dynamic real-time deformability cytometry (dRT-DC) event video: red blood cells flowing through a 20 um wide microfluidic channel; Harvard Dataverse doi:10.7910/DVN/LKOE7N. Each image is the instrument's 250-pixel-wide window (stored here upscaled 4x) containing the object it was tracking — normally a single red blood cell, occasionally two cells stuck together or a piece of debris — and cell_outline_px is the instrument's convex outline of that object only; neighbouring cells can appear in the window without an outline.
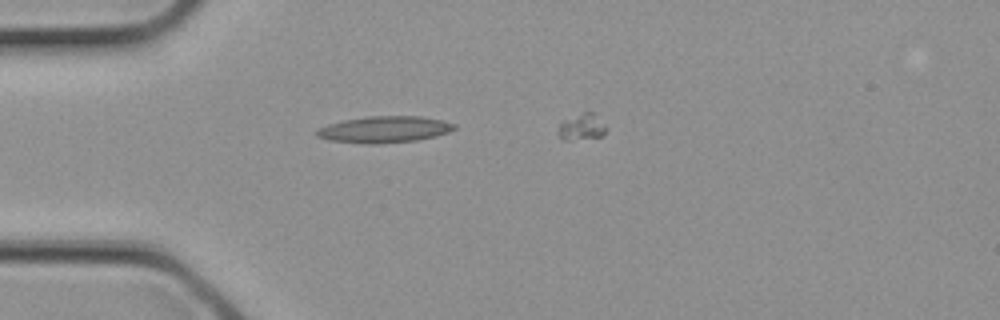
{"species": "common noctule bat (a hibernating species)", "species_latin": "Nyctalus noctula", "temperature_condition": "cold", "stored_images_in_passage": 3, "camera_frame_rate_fps": 3000, "um_per_image_px": 0.085, "animal": {"sex": "female", "body_mass_g": 21.9}, "frame": {"image": 1, "passage_image": 2, "time_ms": 0.333, "image_size_px": [1000, 320], "cell_outline_px": [[456, 128], [448, 132], [436, 136], [416, 140], [376, 144], [364, 144], [328, 140], [316, 136], [316, 132], [320, 128], [328, 124], [344, 120], [368, 116], [420, 116], [440, 120], [456, 124]], "centroid_in_image_um": [32.66, 11.0], "position_along_channel_um": 52.3, "area_um2": 21.15}}